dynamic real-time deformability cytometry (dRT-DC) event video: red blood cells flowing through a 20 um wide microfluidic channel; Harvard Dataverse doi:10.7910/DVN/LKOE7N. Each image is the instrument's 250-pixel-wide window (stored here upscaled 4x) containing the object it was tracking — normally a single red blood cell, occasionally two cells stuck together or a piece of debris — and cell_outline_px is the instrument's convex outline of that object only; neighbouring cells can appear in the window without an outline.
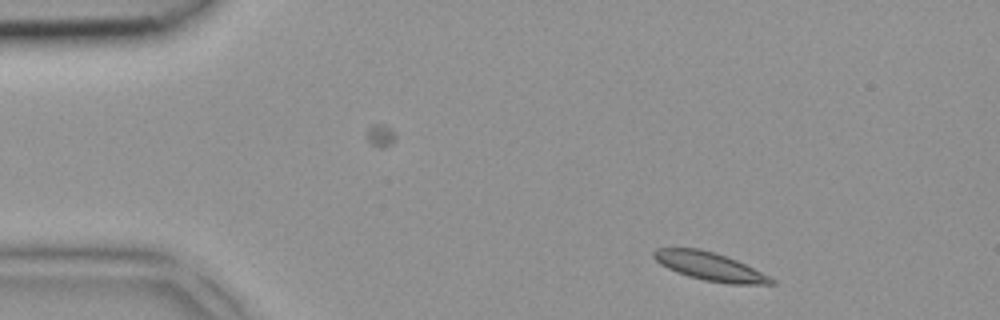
{"species": "common noctule bat (a hibernating species)", "species_latin": "Nyctalus noctula", "temperature_condition": "room temperature", "stored_images_in_passage": 3, "camera_frame_rate_fps": 3000, "um_per_image_px": 0.085, "animal": {"sex": "female", "body_mass_g": 18.4}, "frame": {"image": 1, "passage_image": 3, "time_ms": 0.667, "image_size_px": [1000, 320], "cell_outline_px": [[776, 284], [728, 284], [704, 280], [688, 276], [676, 272], [660, 264], [652, 256], [652, 252], [656, 248], [700, 248], [736, 260], [776, 280]], "centroid_in_image_um": [60.29, 22.65], "position_along_channel_um": 24.7, "area_um2": 19.13}}